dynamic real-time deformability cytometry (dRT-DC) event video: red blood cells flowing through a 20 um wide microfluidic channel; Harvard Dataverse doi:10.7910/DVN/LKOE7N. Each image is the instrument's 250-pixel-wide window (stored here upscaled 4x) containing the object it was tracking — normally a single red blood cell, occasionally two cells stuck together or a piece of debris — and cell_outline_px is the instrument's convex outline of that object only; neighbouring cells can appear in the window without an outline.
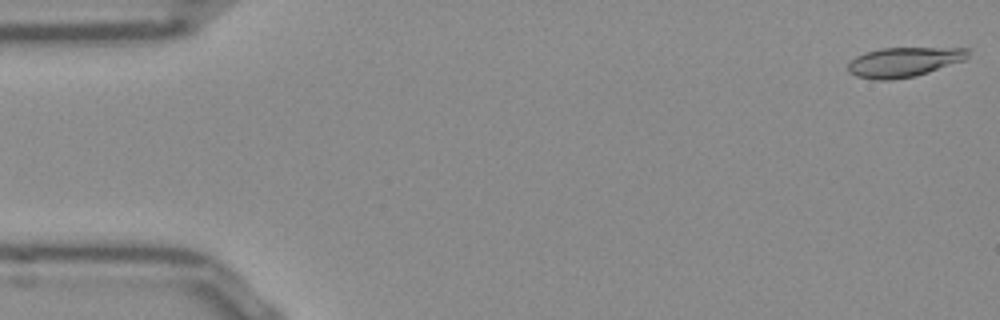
{"species": "Egyptian fruit bat (a non-hibernating species)", "species_latin": "Rousettus aegyptiacus", "temperature_condition": "room temperature", "stored_images_in_passage": 52, "camera_frame_rate_fps": 3000, "um_per_image_px": 0.085, "frame": {"image": 1, "passage_image": 1, "time_ms": 0.0, "image_size_px": [1000, 320], "cell_outline_px": [[968, 56], [964, 60], [916, 76], [892, 80], [876, 80], [856, 76], [848, 72], [848, 60], [864, 52], [880, 48], [968, 48]], "centroid_in_image_um": [76.77, 5.27], "position_along_channel_um": 8.2, "area_um2": 20.81}}
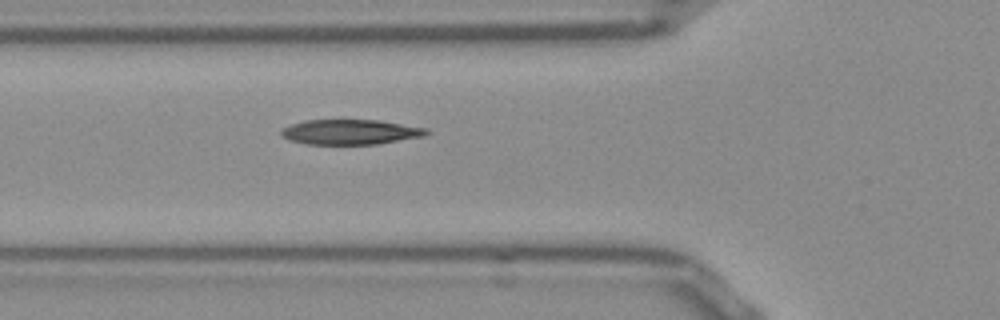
{"frame": {"image": 2, "passage_image": 18, "time_ms": 5.667, "image_size_px": [1000, 320], "cell_outline_px": [[432, 132], [424, 136], [376, 144], [308, 144], [292, 140], [280, 136], [280, 132], [284, 128], [292, 124], [304, 120], [380, 120], [428, 128]], "centroid_in_image_um": [29.83, 11.21], "position_along_channel_um": 96.0, "area_um2": 21.15}}
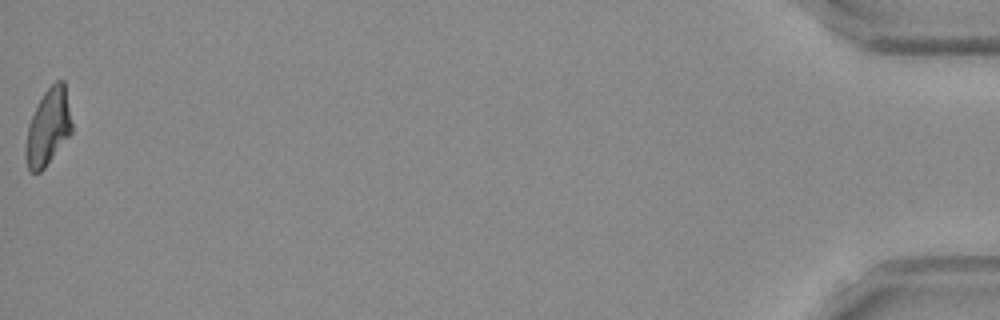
{"frame": {"image": 3, "passage_image": 52, "time_ms": 17.0, "image_size_px": [1000, 320], "cell_outline_px": [[72, 132], [44, 168], [40, 172], [32, 172], [28, 168], [24, 156], [28, 124], [44, 92], [56, 80], [64, 80], [72, 124]], "centroid_in_image_um": [4.09, 10.82], "position_along_channel_um": 431.1, "area_um2": 20.29}, "authors_computed_cell_mechanics": {"area_um2": 21.2993, "velocity_mm_per_s": 3.8725, "shape_relaxation_time_tau1_ms": null, "shape_relaxation_time_tau2_ms": 2.2174, "deformation_change_tau1": null, "deformation_change_tau2": 0.1024}}